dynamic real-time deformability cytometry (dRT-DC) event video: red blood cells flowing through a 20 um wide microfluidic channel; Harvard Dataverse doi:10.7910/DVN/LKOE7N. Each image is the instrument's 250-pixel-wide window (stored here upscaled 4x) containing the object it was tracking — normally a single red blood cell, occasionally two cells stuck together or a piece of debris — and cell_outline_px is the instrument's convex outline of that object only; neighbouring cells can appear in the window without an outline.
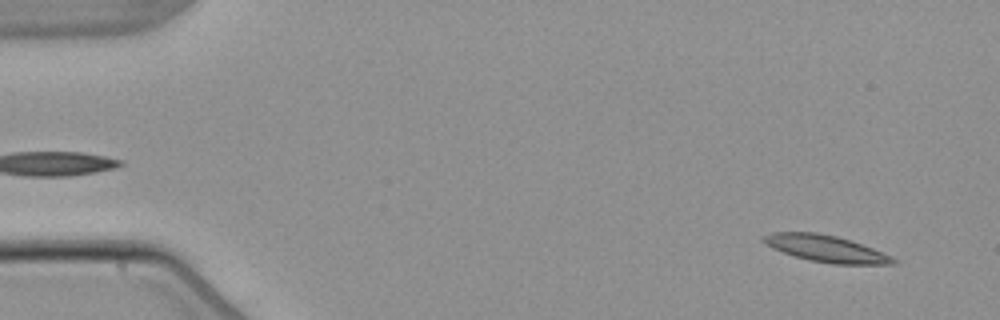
{"species": "common noctule bat (a hibernating species)", "species_latin": "Nyctalus noctula", "temperature_condition": "warm", "stored_images_in_passage": 4, "segment_of_instrument_passage": [2, 2], "camera_frame_rate_fps": 3000, "um_per_image_px": 0.085, "animal": {"sex": "male", "body_mass_g": 21.5, "forearm_length_mm": 52.0}, "frame": {"image": 1, "passage_image": 4, "time_ms": 3.667, "image_size_px": [1000, 320], "cell_outline_px": [[900, 260], [896, 264], [832, 264], [808, 260], [772, 248], [764, 244], [760, 240], [764, 236], [772, 232], [816, 232], [836, 236], [872, 248]], "centroid_in_image_um": [70.19, 21.13], "position_along_channel_um": 14.8, "area_um2": 20.06}}